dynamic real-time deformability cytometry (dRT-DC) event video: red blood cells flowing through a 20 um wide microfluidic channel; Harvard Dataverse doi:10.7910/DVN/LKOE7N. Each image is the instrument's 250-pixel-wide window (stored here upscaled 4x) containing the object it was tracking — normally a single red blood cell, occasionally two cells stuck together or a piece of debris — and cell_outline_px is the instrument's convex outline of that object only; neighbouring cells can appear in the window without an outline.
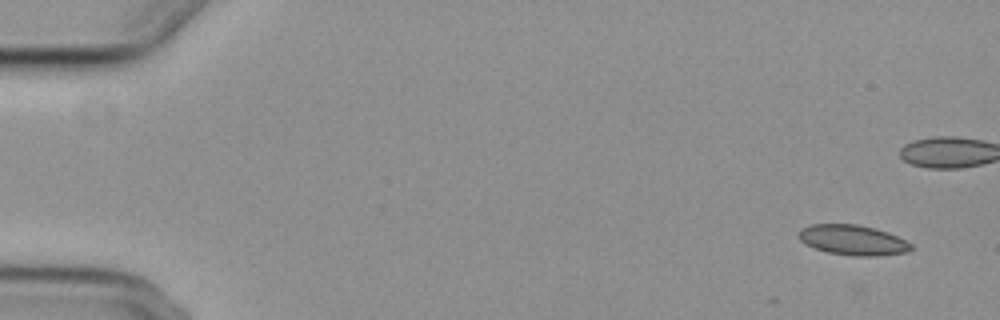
{"species": "common noctule bat (a hibernating species)", "species_latin": "Nyctalus noctula", "temperature_condition": "cold", "stored_images_in_passage": 6, "camera_frame_rate_fps": 3000, "um_per_image_px": 0.085, "animal": {"sex": "female", "body_mass_g": 29.2, "forearm_length_mm": 56.3}, "frame": {"image": 1, "passage_image": 1, "time_ms": 0.0, "image_size_px": [1000, 320], "cell_outline_px": [[912, 248], [908, 252], [880, 256], [852, 256], [828, 252], [804, 244], [800, 240], [800, 228], [812, 224], [856, 224], [876, 228], [888, 232], [912, 244]], "centroid_in_image_um": [72.51, 20.41], "position_along_channel_um": 12.5, "area_um2": 19.77}}